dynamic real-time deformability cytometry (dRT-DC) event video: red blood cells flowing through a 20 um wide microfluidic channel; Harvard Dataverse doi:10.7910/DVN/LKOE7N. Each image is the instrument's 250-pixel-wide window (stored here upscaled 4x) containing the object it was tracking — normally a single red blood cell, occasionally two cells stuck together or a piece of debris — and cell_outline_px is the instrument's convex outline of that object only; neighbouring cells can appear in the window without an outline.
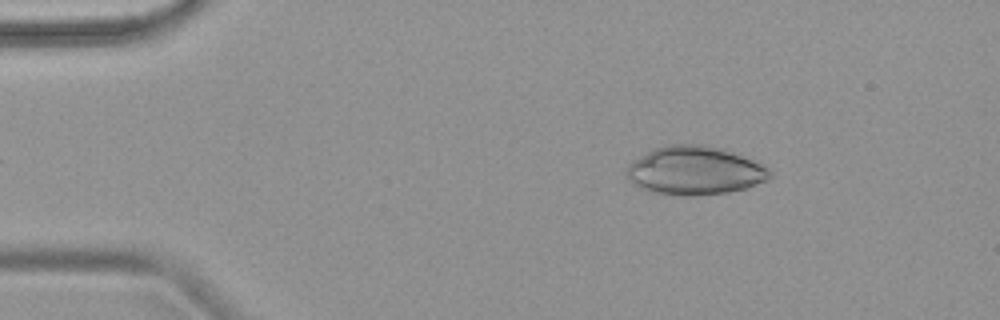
{"species": "common noctule bat (a hibernating species)", "species_latin": "Nyctalus noctula", "temperature_condition": "warm", "stored_images_in_passage": 5, "camera_frame_rate_fps": 3000, "um_per_image_px": 0.085, "animal": {"sex": "female", "body_mass_g": 18.4}, "frame": {"image": 1, "passage_image": 5, "time_ms": 5.333, "image_size_px": [1000, 320], "cell_outline_px": [[772, 176], [768, 180], [744, 188], [728, 192], [692, 196], [684, 196], [656, 192], [632, 184], [628, 180], [628, 164], [648, 152], [656, 148], [668, 144], [700, 144], [720, 148], [752, 160], [768, 168], [772, 172]], "centroid_in_image_um": [59.07, 14.5], "position_along_channel_um": 25.9, "area_um2": 39.88}}